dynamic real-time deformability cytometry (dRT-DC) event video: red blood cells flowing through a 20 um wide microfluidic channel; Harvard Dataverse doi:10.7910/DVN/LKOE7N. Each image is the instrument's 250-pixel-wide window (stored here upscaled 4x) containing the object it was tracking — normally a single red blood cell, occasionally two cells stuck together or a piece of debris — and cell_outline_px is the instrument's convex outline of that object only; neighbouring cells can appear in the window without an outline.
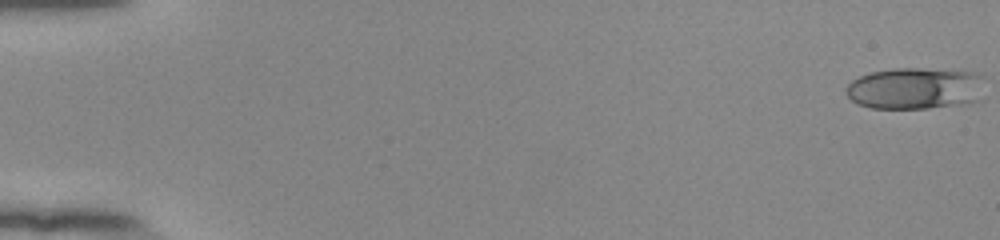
{"species": "human", "species_latin": "Homo sapiens", "temperature_condition": "room temperature", "stored_images_in_passage": 54, "camera_frame_rate_fps": 3000, "um_per_image_px": 0.085, "donor": {"sex": "female"}, "frame": {"image": 1, "passage_image": 1, "time_ms": 0.0, "image_size_px": [1000, 240], "cell_outline_px": [[984, 76], [976, 100], [968, 104], [928, 108], [872, 108], [856, 104], [848, 96], [844, 88], [852, 80], [860, 76], [872, 72], [892, 68], [920, 68], [980, 72]], "centroid_in_image_um": [77.77, 7.5], "position_along_channel_um": 7.2, "area_um2": 33.87}}
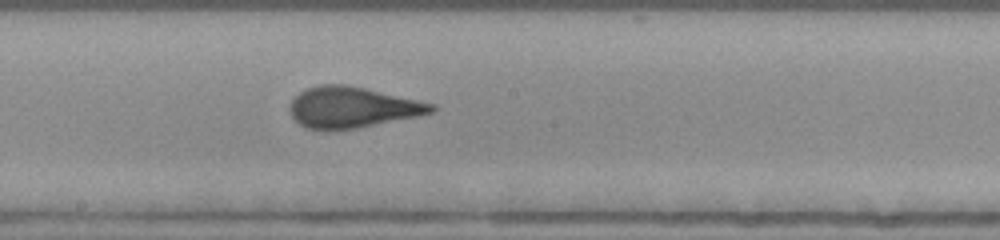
{"frame": {"image": 2, "passage_image": 31, "time_ms": 10.0, "image_size_px": [1000, 240], "cell_outline_px": [[436, 108], [432, 112], [420, 116], [356, 128], [324, 132], [308, 128], [300, 124], [292, 116], [288, 108], [292, 100], [300, 92], [308, 88], [320, 84], [344, 84], [364, 88], [436, 104]], "centroid_in_image_um": [29.92, 9.14], "position_along_channel_um": 218.3, "area_um2": 33.87}}
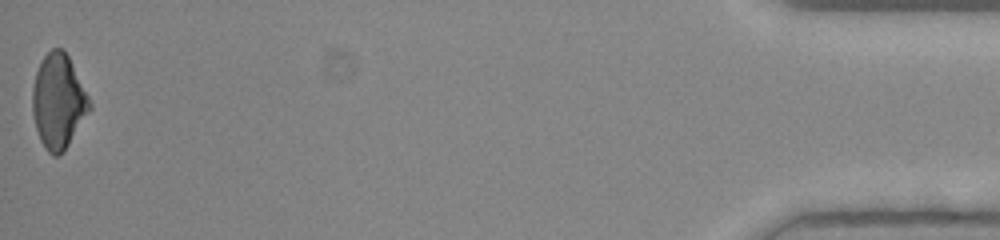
{"frame": {"image": 3, "passage_image": 54, "time_ms": 17.667, "image_size_px": [1000, 240], "cell_outline_px": [[92, 108], [64, 152], [60, 156], [52, 156], [44, 148], [40, 140], [36, 128], [32, 112], [32, 88], [36, 72], [40, 60], [52, 48], [60, 48], [68, 56], [92, 104]], "centroid_in_image_um": [4.95, 8.66], "position_along_channel_um": 430.3, "area_um2": 31.5}, "authors_computed_cell_mechanics": {"area_um2": 33.1483, "velocity_mm_per_s": 3.9171, "shape_relaxation_time_tau1_ms": 6.4859, "shape_relaxation_time_tau2_ms": null, "deformation_change_tau1": 0.1716, "deformation_change_tau2": null}}